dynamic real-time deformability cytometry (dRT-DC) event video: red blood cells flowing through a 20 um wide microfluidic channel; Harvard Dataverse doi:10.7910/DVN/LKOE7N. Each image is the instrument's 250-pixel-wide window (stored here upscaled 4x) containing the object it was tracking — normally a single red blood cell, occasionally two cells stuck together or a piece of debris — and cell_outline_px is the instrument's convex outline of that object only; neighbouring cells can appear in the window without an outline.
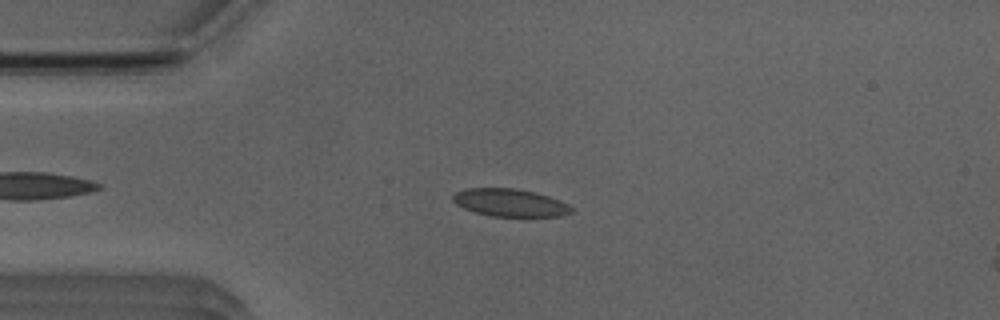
{"species": "Egyptian fruit bat (a non-hibernating species)", "species_latin": "Rousettus aegyptiacus", "temperature_condition": "room temperature", "stored_images_in_passage": 51, "camera_frame_rate_fps": 3000, "um_per_image_px": 0.085, "animal": {"sex": "male"}, "frame": {"image": 1, "passage_image": 12, "time_ms": 3.667, "image_size_px": [1000, 320], "cell_outline_px": [[572, 212], [560, 216], [492, 216], [476, 212], [464, 208], [456, 204], [452, 200], [452, 196], [456, 192], [464, 188], [512, 188], [536, 192], [560, 200], [568, 204], [572, 208]], "centroid_in_image_um": [43.34, 17.22], "position_along_channel_um": 41.7, "area_um2": 19.02}}
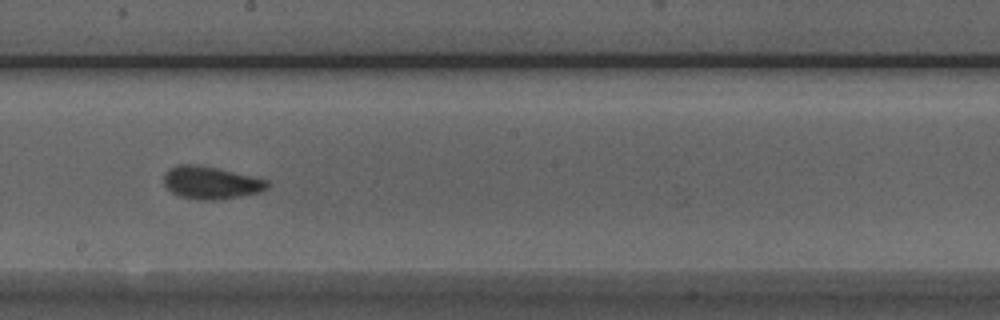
{"frame": {"image": 2, "passage_image": 28, "time_ms": 9.0, "image_size_px": [1000, 320], "cell_outline_px": [[272, 184], [268, 188], [260, 192], [220, 200], [196, 200], [180, 196], [172, 192], [164, 184], [164, 172], [168, 168], [176, 164], [196, 164], [216, 168], [268, 180]], "centroid_in_image_um": [17.91, 15.53], "position_along_channel_um": 230.3, "area_um2": 19.83}}
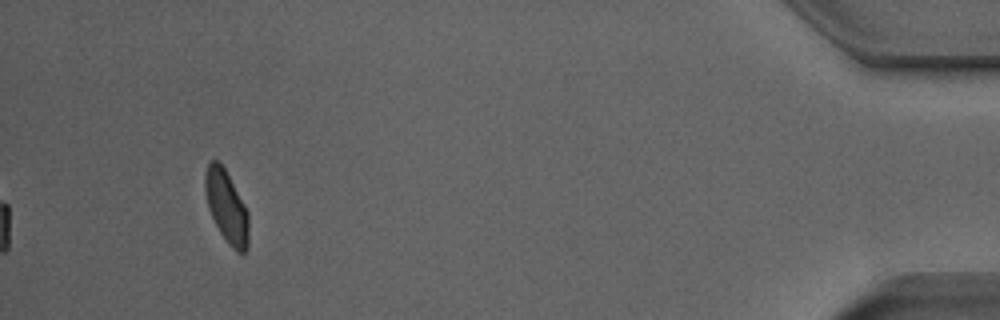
{"frame": {"image": 3, "passage_image": 48, "time_ms": 15.667, "image_size_px": [1000, 320], "cell_outline_px": [[248, 248], [244, 252], [236, 252], [228, 244], [220, 232], [208, 208], [204, 188], [204, 176], [208, 164], [212, 160], [216, 160], [224, 168], [244, 204], [248, 212]], "centroid_in_image_um": [19.25, 17.59], "position_along_channel_um": 416.0, "area_um2": 18.09}, "authors_computed_cell_mechanics": {"area_um2": 19.4208, "velocity_mm_per_s": 3.9214, "shape_relaxation_time_tau1_ms": 3.6661, "shape_relaxation_time_tau2_ms": 0.6505, "deformation_change_tau1": 0.1045, "deformation_change_tau2": 0.0498}}